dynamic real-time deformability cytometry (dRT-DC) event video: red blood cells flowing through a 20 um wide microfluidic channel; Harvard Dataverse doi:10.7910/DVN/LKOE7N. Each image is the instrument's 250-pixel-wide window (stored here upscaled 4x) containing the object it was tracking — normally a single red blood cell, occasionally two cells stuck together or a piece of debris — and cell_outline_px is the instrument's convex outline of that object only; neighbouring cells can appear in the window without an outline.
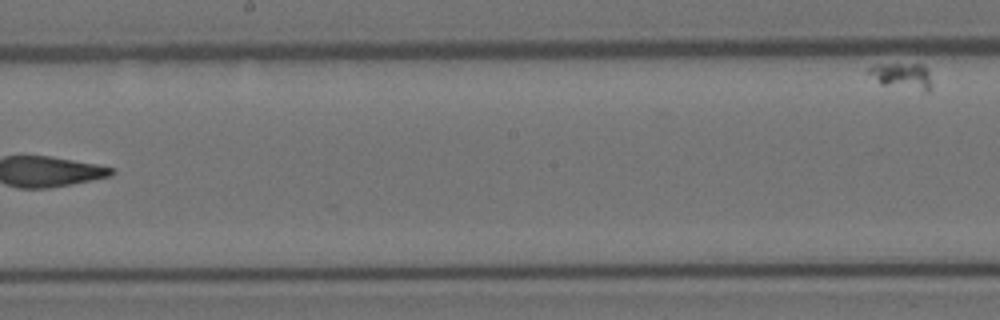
{"species": "Egyptian fruit bat (a non-hibernating species)", "species_latin": "Rousettus aegyptiacus", "temperature_condition": "room temperature", "stored_images_in_passage": 6, "segment_of_instrument_passage": [2, 2], "camera_frame_rate_fps": 3000, "um_per_image_px": 0.085, "animal": {"sex": "female"}, "frame": {"image": 1, "passage_image": 6, "time_ms": 1.667, "image_size_px": [1000, 320], "cell_outline_px": [[932, 88], [928, 92], [880, 84], [864, 72], [872, 64], [924, 64], [928, 68], [932, 84]], "centroid_in_image_um": [76.66, 6.45], "position_along_channel_um": 171.5, "area_um2": 10.06}}